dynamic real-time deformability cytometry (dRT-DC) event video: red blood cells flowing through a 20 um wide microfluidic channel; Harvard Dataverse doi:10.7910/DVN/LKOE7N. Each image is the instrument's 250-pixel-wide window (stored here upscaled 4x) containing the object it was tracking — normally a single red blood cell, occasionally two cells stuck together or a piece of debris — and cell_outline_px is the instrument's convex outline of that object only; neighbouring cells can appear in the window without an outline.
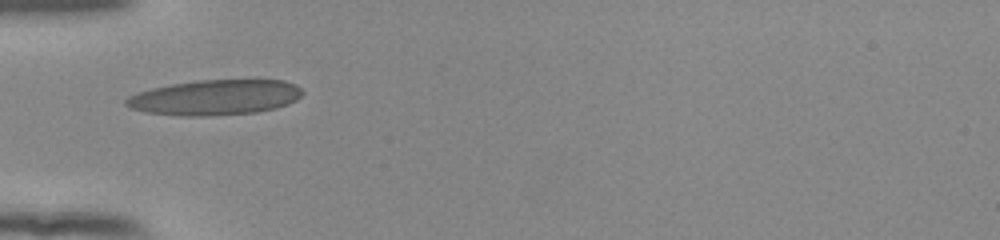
{"species": "human", "species_latin": "Homo sapiens", "temperature_condition": "room temperature", "stored_images_in_passage": 36, "camera_frame_rate_fps": 3000, "um_per_image_px": 0.085, "donor": {"sex": "female"}, "frame": {"image": 1, "passage_image": 1, "time_ms": 0.0, "image_size_px": [1000, 240], "cell_outline_px": [[304, 92], [296, 100], [288, 104], [276, 108], [256, 112], [208, 116], [180, 116], [144, 112], [132, 108], [124, 104], [124, 100], [128, 96], [136, 92], [152, 88], [172, 84], [196, 80], [284, 80], [296, 84]], "centroid_in_image_um": [18.26, 8.28], "position_along_channel_um": 66.7, "area_um2": 36.47}}
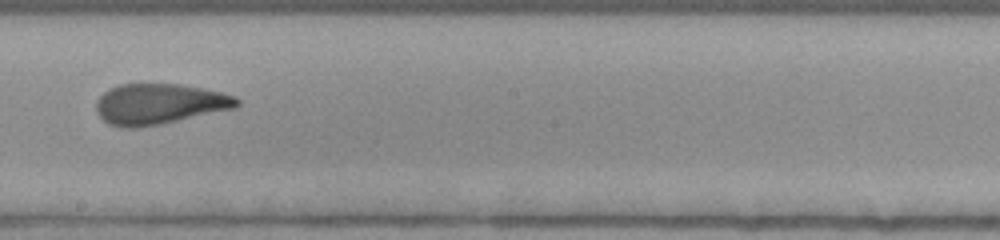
{"frame": {"image": 2, "passage_image": 14, "time_ms": 4.333, "image_size_px": [1000, 240], "cell_outline_px": [[240, 104], [236, 108], [160, 124], [140, 128], [120, 128], [108, 124], [96, 112], [96, 100], [108, 88], [120, 84], [180, 84], [204, 88], [236, 96], [240, 100]], "centroid_in_image_um": [13.53, 8.84], "position_along_channel_um": 234.7, "area_um2": 33.58}}
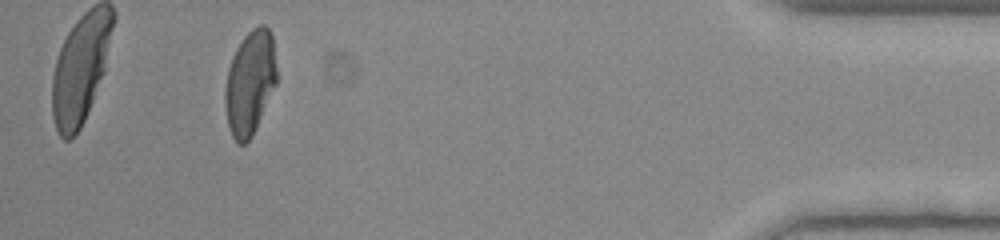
{"frame": {"image": 3, "passage_image": 32, "time_ms": 10.333, "image_size_px": [1000, 240], "cell_outline_px": [[276, 84], [252, 136], [244, 144], [236, 144], [228, 128], [224, 100], [224, 92], [228, 68], [232, 56], [236, 48], [244, 36], [252, 28], [260, 24], [264, 24], [268, 28], [272, 36], [276, 68]], "centroid_in_image_um": [21.22, 7.03], "position_along_channel_um": 414.0, "area_um2": 31.39}, "authors_computed_cell_mechanics": {"area_um2": 33.2639, "velocity_mm_per_s": 3.9222, "shape_relaxation_time_tau1_ms": 10.4333, "shape_relaxation_time_tau2_ms": 1.2585, "deformation_change_tau1": 0.3207, "deformation_change_tau2": 0.0953}}